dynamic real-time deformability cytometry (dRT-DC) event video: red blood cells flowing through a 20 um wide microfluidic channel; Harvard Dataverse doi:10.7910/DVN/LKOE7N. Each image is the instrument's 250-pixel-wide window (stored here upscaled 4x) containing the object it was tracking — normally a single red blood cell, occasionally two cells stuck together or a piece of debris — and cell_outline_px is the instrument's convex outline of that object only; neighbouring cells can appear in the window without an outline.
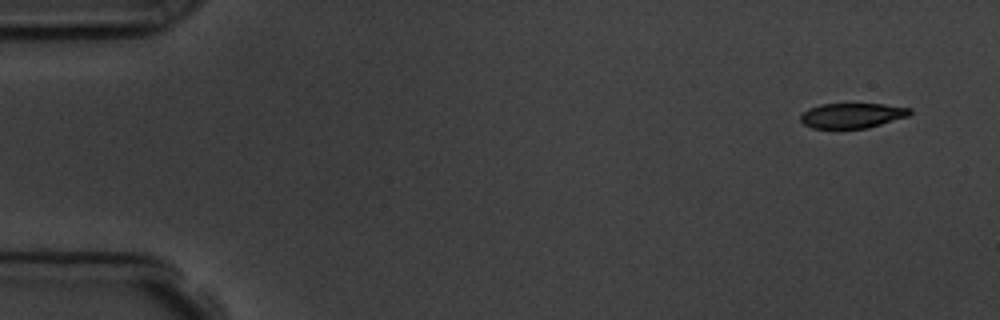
{"species": "common noctule bat (a hibernating species)", "species_latin": "Nyctalus noctula", "temperature_condition": "room temperature", "stored_images_in_passage": 10, "camera_frame_rate_fps": 3000, "um_per_image_px": 0.085, "animal": {"sex": "male", "body_mass_g": 19.5, "forearm_length_mm": 54.6}, "frame": {"image": 1, "passage_image": 1, "time_ms": 0.0, "image_size_px": [1000, 320], "cell_outline_px": [[912, 112], [908, 116], [868, 128], [812, 128], [804, 124], [800, 120], [800, 116], [808, 108], [820, 104], [884, 104], [912, 108]], "centroid_in_image_um": [72.44, 9.81], "position_along_channel_um": 12.6, "area_um2": 15.95}}
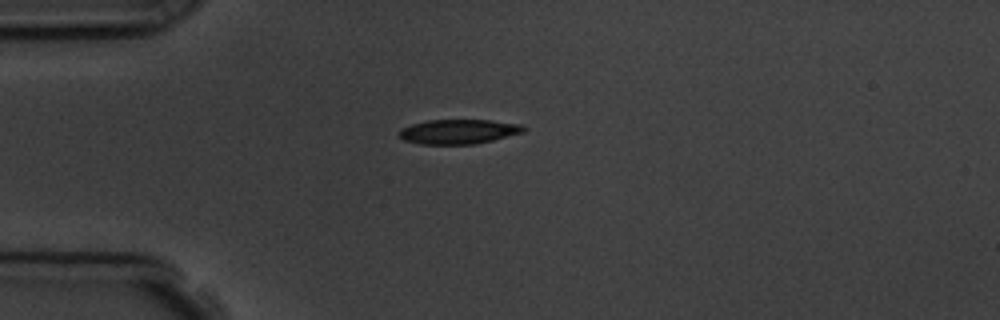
{"frame": {"image": 2, "passage_image": 4, "time_ms": 3.667, "image_size_px": [1000, 320], "cell_outline_px": [[528, 128], [524, 132], [476, 144], [420, 144], [404, 140], [396, 136], [396, 132], [400, 128], [412, 124], [428, 120], [492, 120], [524, 124]], "centroid_in_image_um": [38.97, 11.18], "position_along_channel_um": 46.0, "area_um2": 18.15}}
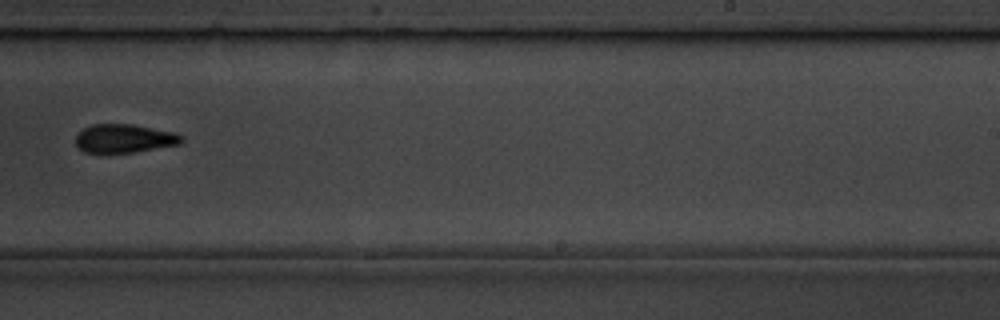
{"frame": {"image": 3, "passage_image": 10, "time_ms": 10.333, "image_size_px": [1000, 320], "cell_outline_px": [[184, 140], [180, 144], [132, 152], [84, 152], [76, 148], [76, 136], [84, 128], [92, 124], [132, 124], [172, 132], [184, 136]], "centroid_in_image_um": [10.55, 11.76], "position_along_channel_um": 278.5, "area_um2": 17.46}}